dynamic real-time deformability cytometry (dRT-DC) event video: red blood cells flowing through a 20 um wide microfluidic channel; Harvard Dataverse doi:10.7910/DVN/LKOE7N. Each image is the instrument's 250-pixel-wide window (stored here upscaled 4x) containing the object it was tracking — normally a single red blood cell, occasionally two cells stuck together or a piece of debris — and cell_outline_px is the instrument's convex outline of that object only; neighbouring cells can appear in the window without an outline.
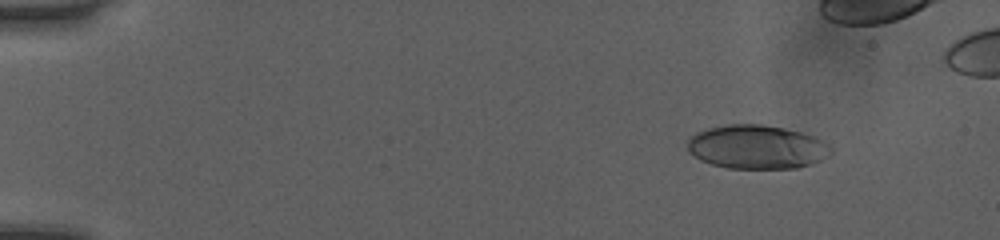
{"species": "human", "species_latin": "Homo sapiens", "temperature_condition": "room temperature", "stored_images_in_passage": 47, "camera_frame_rate_fps": 3000, "um_per_image_px": 0.085, "donor": {"sex": "female"}, "frame": {"image": 1, "passage_image": 7, "time_ms": 2.0, "image_size_px": [1000, 240], "cell_outline_px": [[832, 152], [820, 160], [812, 164], [796, 168], [728, 168], [712, 164], [700, 160], [688, 152], [688, 136], [696, 132], [708, 128], [728, 124], [760, 124], [784, 128], [816, 136], [828, 144], [832, 148]], "centroid_in_image_um": [64.31, 12.49], "position_along_channel_um": 20.7, "area_um2": 36.76}}
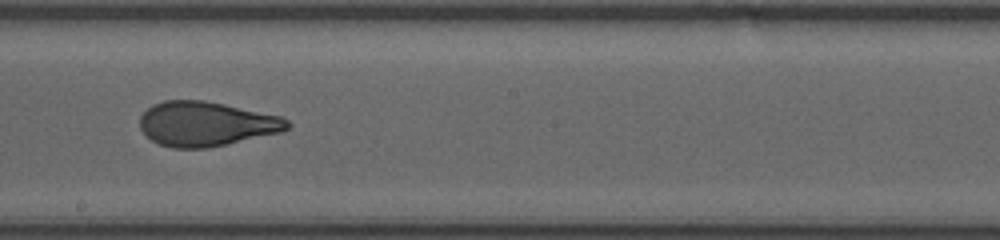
{"frame": {"image": 2, "passage_image": 31, "time_ms": 10.0, "image_size_px": [1000, 240], "cell_outline_px": [[292, 124], [288, 128], [280, 132], [208, 148], [172, 148], [160, 144], [152, 140], [140, 128], [140, 116], [152, 104], [164, 100], [204, 100], [224, 104], [280, 116], [288, 120]], "centroid_in_image_um": [17.51, 10.52], "position_along_channel_um": 230.7, "area_um2": 38.09}}
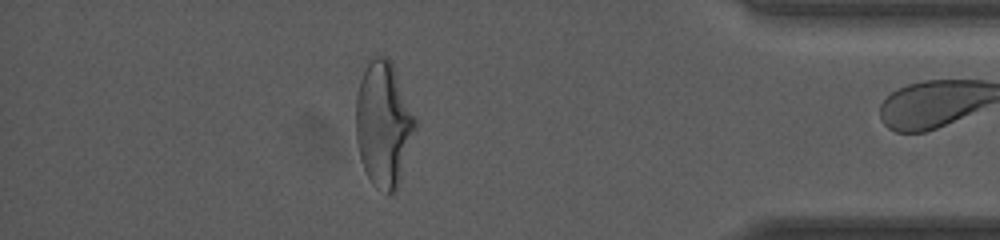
{"frame": {"image": 3, "passage_image": 46, "time_ms": 15.0, "image_size_px": [1000, 240], "cell_outline_px": [[416, 128], [400, 180], [396, 192], [388, 192], [372, 184], [360, 160], [356, 140], [356, 96], [364, 60], [368, 56], [388, 56], [392, 64], [416, 116]], "centroid_in_image_um": [32.57, 10.47], "position_along_channel_um": 402.6, "area_um2": 43.64}}